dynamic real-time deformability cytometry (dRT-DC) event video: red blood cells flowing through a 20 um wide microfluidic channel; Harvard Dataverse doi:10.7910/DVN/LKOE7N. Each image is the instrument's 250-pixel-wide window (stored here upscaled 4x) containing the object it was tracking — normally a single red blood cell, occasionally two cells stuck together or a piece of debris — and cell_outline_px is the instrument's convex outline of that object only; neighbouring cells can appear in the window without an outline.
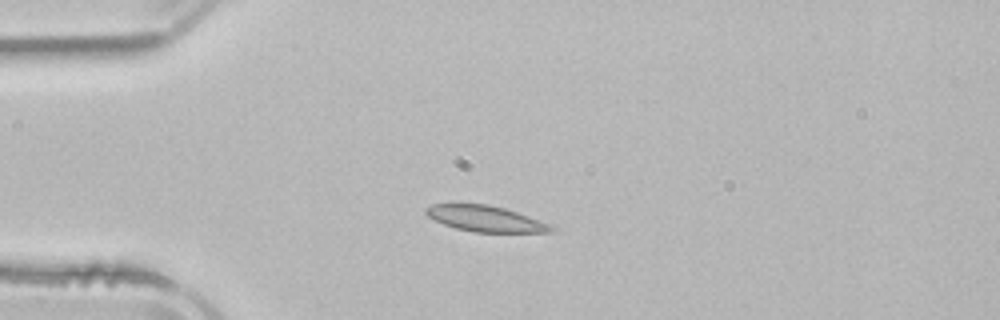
{"species": "common noctule bat (a hibernating species)", "species_latin": "Nyctalus noctula", "temperature_condition": "room temperature", "stored_images_in_passage": 4, "camera_frame_rate_fps": 3000, "um_per_image_px": 0.085, "animal": {"sex": "male", "body_mass_g": 21.5, "forearm_length_mm": 52.0}, "frame": {"image": 1, "passage_image": 3, "time_ms": 3.0, "image_size_px": [1000, 320], "cell_outline_px": [[552, 232], [472, 232], [456, 228], [444, 224], [428, 216], [424, 212], [424, 208], [432, 204], [488, 204], [504, 208], [516, 212], [548, 224], [552, 228]], "centroid_in_image_um": [41.18, 18.58], "position_along_channel_um": 43.8, "area_um2": 18.5}}